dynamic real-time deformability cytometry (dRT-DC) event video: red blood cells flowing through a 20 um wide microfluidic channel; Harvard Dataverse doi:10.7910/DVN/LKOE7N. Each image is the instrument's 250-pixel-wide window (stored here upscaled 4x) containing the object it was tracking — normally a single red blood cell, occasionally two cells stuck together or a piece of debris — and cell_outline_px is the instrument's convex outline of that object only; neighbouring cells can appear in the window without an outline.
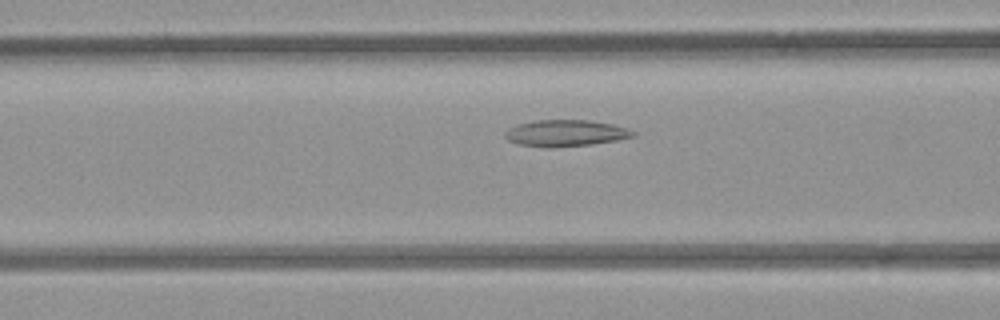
{"species": "common noctule bat (a hibernating species)", "species_latin": "Nyctalus noctula", "temperature_condition": "room temperature", "stored_images_in_passage": 30, "camera_frame_rate_fps": 3000, "um_per_image_px": 0.085, "animal": {"sex": "female", "body_mass_g": 21.9}, "frame": {"image": 1, "passage_image": 6, "time_ms": 1.667, "image_size_px": [1000, 320], "cell_outline_px": [[636, 136], [616, 140], [592, 144], [552, 148], [520, 144], [508, 140], [504, 136], [504, 132], [508, 128], [532, 120], [588, 120], [612, 124], [628, 128], [636, 132]], "centroid_in_image_um": [48.09, 11.31], "position_along_channel_um": 118.5, "area_um2": 19.77}}
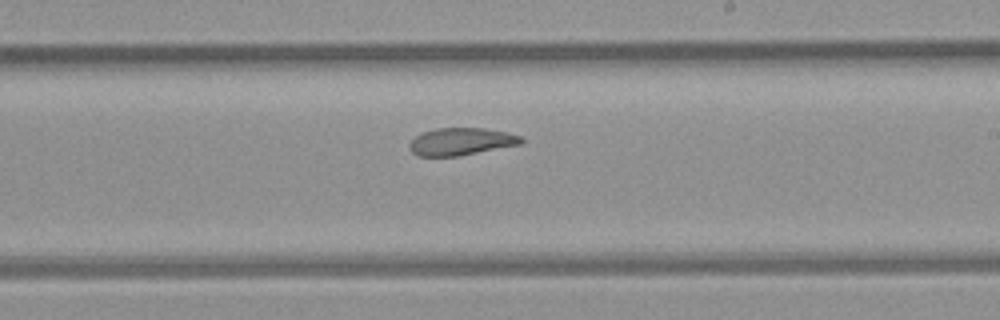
{"frame": {"image": 2, "passage_image": 16, "time_ms": 5.0, "image_size_px": [1000, 320], "cell_outline_px": [[524, 140], [520, 144], [456, 156], [420, 156], [412, 152], [408, 144], [420, 132], [436, 128], [484, 128], [508, 132], [520, 136]], "centroid_in_image_um": [39.17, 12.02], "position_along_channel_um": 249.8, "area_um2": 17.69}}
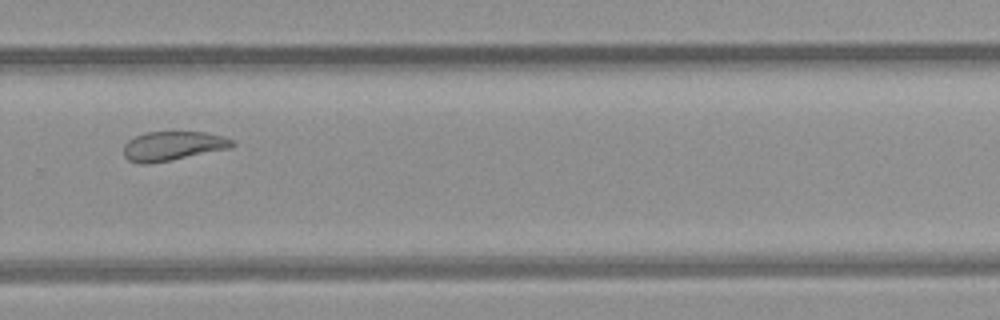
{"frame": {"image": 3, "passage_image": 21, "time_ms": 6.667, "image_size_px": [1000, 320], "cell_outline_px": [[236, 144], [232, 148], [148, 164], [140, 164], [128, 160], [124, 156], [124, 144], [128, 140], [144, 132], [204, 132], [224, 136], [232, 140]], "centroid_in_image_um": [14.69, 12.4], "position_along_channel_um": 315.1, "area_um2": 18.5}, "authors_computed_cell_mechanics": {"area_um2": 18.9584, "velocity_mm_per_s": 3.9393, "shape_relaxation_time_tau1_ms": null, "shape_relaxation_time_tau2_ms": 2.1582, "deformation_change_tau1": null, "deformation_change_tau2": 0.087}}